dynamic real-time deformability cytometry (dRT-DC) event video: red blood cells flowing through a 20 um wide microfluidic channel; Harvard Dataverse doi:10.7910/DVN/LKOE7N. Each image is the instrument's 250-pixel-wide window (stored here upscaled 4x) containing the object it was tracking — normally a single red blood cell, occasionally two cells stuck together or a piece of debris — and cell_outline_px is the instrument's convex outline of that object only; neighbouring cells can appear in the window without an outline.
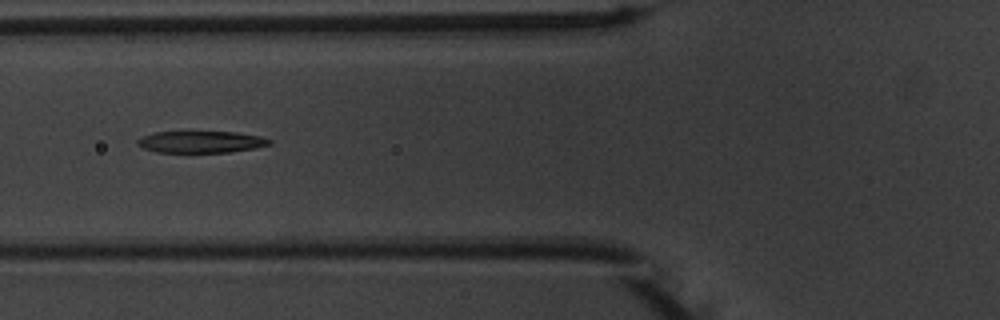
{"species": "common noctule bat (a hibernating species)", "species_latin": "Nyctalus noctula", "temperature_condition": "warm", "stored_images_in_passage": 18, "camera_frame_rate_fps": 3000, "um_per_image_px": 0.085, "animal": {"sex": "male", "body_mass_g": 20.1, "forearm_length_mm": 53.5}, "frame": {"image": 1, "passage_image": 8, "time_ms": 2.333, "image_size_px": [1000, 320], "cell_outline_px": [[272, 144], [256, 148], [228, 152], [156, 152], [144, 148], [136, 144], [136, 140], [144, 136], [156, 132], [236, 132], [260, 136], [272, 140]], "centroid_in_image_um": [17.11, 12.06], "position_along_channel_um": 108.7, "area_um2": 16.65}}
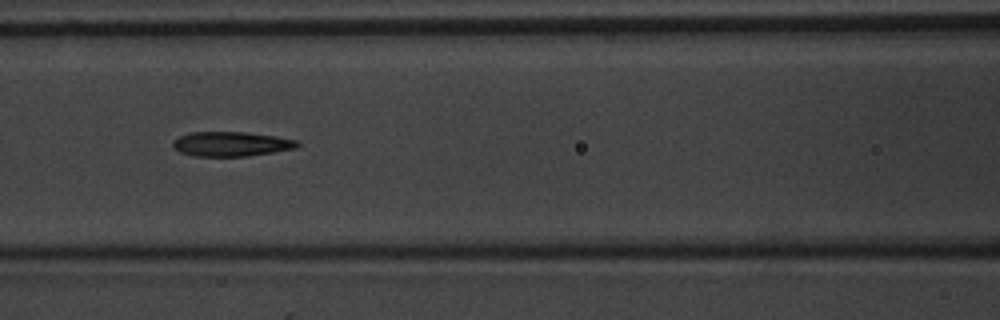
{"frame": {"image": 2, "passage_image": 11, "time_ms": 3.333, "image_size_px": [1000, 320], "cell_outline_px": [[300, 144], [296, 148], [248, 156], [192, 156], [180, 152], [172, 148], [172, 140], [188, 132], [244, 132], [276, 136], [296, 140]], "centroid_in_image_um": [19.6, 12.24], "position_along_channel_um": 147.0, "area_um2": 17.92}}